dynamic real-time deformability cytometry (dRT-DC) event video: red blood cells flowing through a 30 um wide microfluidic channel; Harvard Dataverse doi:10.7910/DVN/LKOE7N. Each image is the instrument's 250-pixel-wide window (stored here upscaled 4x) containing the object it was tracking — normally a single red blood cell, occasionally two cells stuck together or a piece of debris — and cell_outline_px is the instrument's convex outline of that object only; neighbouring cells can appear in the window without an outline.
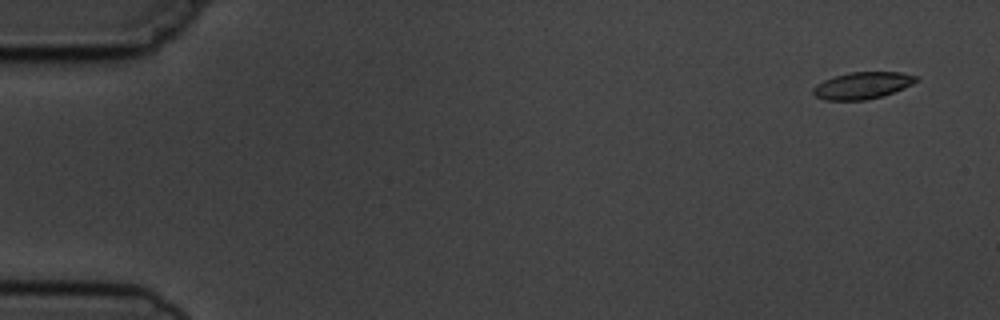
{"species": "common noctule bat (a hibernating species)", "species_latin": "Nyctalus noctula", "temperature_condition": "cold", "stored_images_in_passage": 5, "camera_frame_rate_fps": 3000, "um_per_image_px": 0.085, "animal": {"sex": "male", "body_mass_g": 19.5, "forearm_length_mm": 54.6}, "frame": {"image": 1, "passage_image": 1, "time_ms": 0.0, "image_size_px": [1000, 320], "cell_outline_px": [[920, 80], [904, 88], [880, 96], [864, 100], [824, 100], [816, 96], [812, 92], [812, 88], [816, 84], [824, 80], [848, 72], [900, 72], [916, 76]], "centroid_in_image_um": [73.29, 7.26], "position_along_channel_um": 11.7, "area_um2": 16.01}}
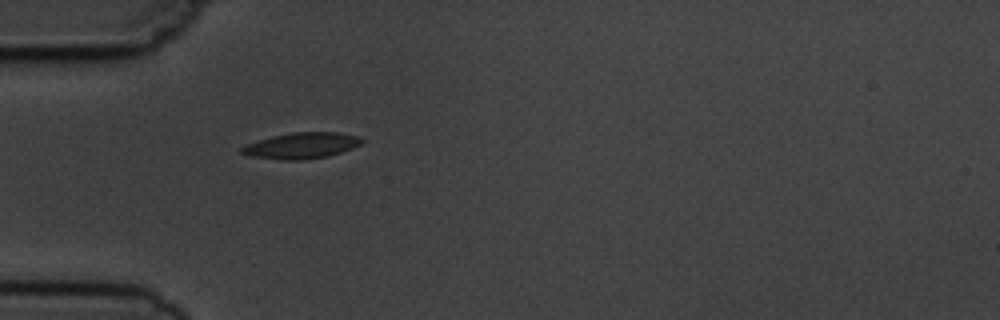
{"frame": {"image": 2, "passage_image": 5, "time_ms": 4.667, "image_size_px": [1000, 320], "cell_outline_px": [[364, 140], [360, 144], [352, 148], [328, 156], [304, 160], [280, 160], [248, 156], [240, 152], [240, 148], [256, 140], [272, 136], [292, 132], [336, 132], [360, 136]], "centroid_in_image_um": [25.6, 12.38], "position_along_channel_um": 59.4, "area_um2": 18.32}}